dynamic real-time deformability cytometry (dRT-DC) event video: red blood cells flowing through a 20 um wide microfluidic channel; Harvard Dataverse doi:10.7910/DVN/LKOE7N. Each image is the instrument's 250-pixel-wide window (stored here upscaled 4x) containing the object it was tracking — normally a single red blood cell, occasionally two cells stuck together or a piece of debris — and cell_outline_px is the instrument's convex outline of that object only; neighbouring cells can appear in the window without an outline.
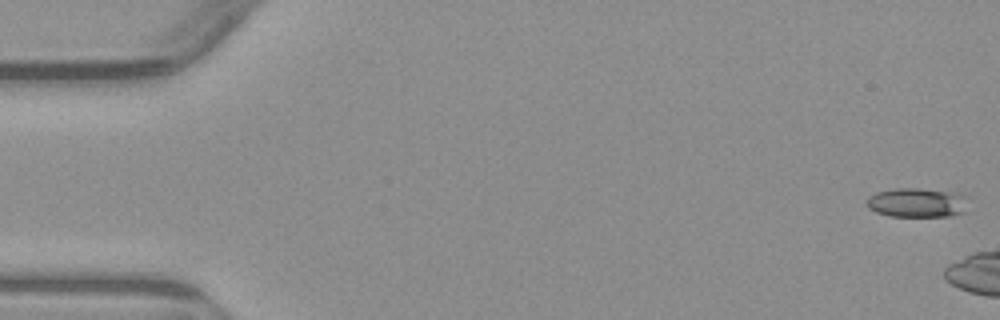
{"species": "common noctule bat (a hibernating species)", "species_latin": "Nyctalus noctula", "temperature_condition": "warm", "stored_images_in_passage": 4, "camera_frame_rate_fps": 3000, "um_per_image_px": 0.085, "animal": {"sex": "male", "body_mass_g": 23.1, "forearm_length_mm": 52.7}, "frame": {"image": 1, "passage_image": 1, "time_ms": 0.0, "image_size_px": [1000, 320], "cell_outline_px": [[964, 212], [948, 216], [888, 216], [876, 212], [868, 208], [868, 196], [876, 192], [896, 188], [916, 188], [948, 192], [964, 196]], "centroid_in_image_um": [77.85, 17.23], "position_along_channel_um": 7.1, "area_um2": 16.88}}